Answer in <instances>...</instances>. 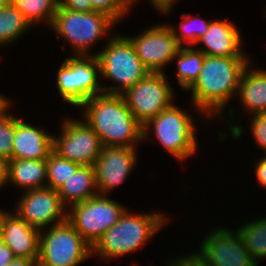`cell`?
Here are the masks:
<instances>
[{"label": "cell", "mask_w": 266, "mask_h": 266, "mask_svg": "<svg viewBox=\"0 0 266 266\" xmlns=\"http://www.w3.org/2000/svg\"><path fill=\"white\" fill-rule=\"evenodd\" d=\"M192 115L174 102L143 125V142L150 140L151 133H154V137L171 157L180 162L185 161L198 152V128Z\"/></svg>", "instance_id": "obj_5"}, {"label": "cell", "mask_w": 266, "mask_h": 266, "mask_svg": "<svg viewBox=\"0 0 266 266\" xmlns=\"http://www.w3.org/2000/svg\"><path fill=\"white\" fill-rule=\"evenodd\" d=\"M7 212H8V210L1 209V207H0V240H1L2 223H3V219L5 217V214Z\"/></svg>", "instance_id": "obj_38"}, {"label": "cell", "mask_w": 266, "mask_h": 266, "mask_svg": "<svg viewBox=\"0 0 266 266\" xmlns=\"http://www.w3.org/2000/svg\"><path fill=\"white\" fill-rule=\"evenodd\" d=\"M11 3L23 14L34 28L35 25L51 26L56 14L59 0H11Z\"/></svg>", "instance_id": "obj_26"}, {"label": "cell", "mask_w": 266, "mask_h": 266, "mask_svg": "<svg viewBox=\"0 0 266 266\" xmlns=\"http://www.w3.org/2000/svg\"><path fill=\"white\" fill-rule=\"evenodd\" d=\"M251 62L249 57H222L205 55L203 66L195 83L187 90L190 92L193 108L202 120L208 122L211 119L220 120L225 116L228 133H219L217 139L220 142L231 137L233 140L241 138L245 132L243 126L234 122L236 109H231L230 100L235 98L238 91L239 81L246 66ZM229 112L225 111V109ZM225 113H224V111ZM224 113V114H223ZM228 115H227V114ZM226 114V115H225ZM222 116V117H221ZM228 119H227V117ZM234 118V119H232ZM207 119V121H206ZM233 124V125H232Z\"/></svg>", "instance_id": "obj_1"}, {"label": "cell", "mask_w": 266, "mask_h": 266, "mask_svg": "<svg viewBox=\"0 0 266 266\" xmlns=\"http://www.w3.org/2000/svg\"><path fill=\"white\" fill-rule=\"evenodd\" d=\"M91 257L92 247L68 221L40 231L42 266H78Z\"/></svg>", "instance_id": "obj_8"}, {"label": "cell", "mask_w": 266, "mask_h": 266, "mask_svg": "<svg viewBox=\"0 0 266 266\" xmlns=\"http://www.w3.org/2000/svg\"><path fill=\"white\" fill-rule=\"evenodd\" d=\"M1 240L13 251L16 258L38 261L40 230L31 227L12 210L3 219Z\"/></svg>", "instance_id": "obj_18"}, {"label": "cell", "mask_w": 266, "mask_h": 266, "mask_svg": "<svg viewBox=\"0 0 266 266\" xmlns=\"http://www.w3.org/2000/svg\"><path fill=\"white\" fill-rule=\"evenodd\" d=\"M56 89L64 102L79 108L91 97L104 93L96 55H71L62 61Z\"/></svg>", "instance_id": "obj_7"}, {"label": "cell", "mask_w": 266, "mask_h": 266, "mask_svg": "<svg viewBox=\"0 0 266 266\" xmlns=\"http://www.w3.org/2000/svg\"><path fill=\"white\" fill-rule=\"evenodd\" d=\"M8 183L27 191L47 187L46 160L12 159L7 162Z\"/></svg>", "instance_id": "obj_20"}, {"label": "cell", "mask_w": 266, "mask_h": 266, "mask_svg": "<svg viewBox=\"0 0 266 266\" xmlns=\"http://www.w3.org/2000/svg\"><path fill=\"white\" fill-rule=\"evenodd\" d=\"M254 167V174L256 176V180L258 184L261 185L264 189H266V155L259 157L256 161Z\"/></svg>", "instance_id": "obj_34"}, {"label": "cell", "mask_w": 266, "mask_h": 266, "mask_svg": "<svg viewBox=\"0 0 266 266\" xmlns=\"http://www.w3.org/2000/svg\"><path fill=\"white\" fill-rule=\"evenodd\" d=\"M60 135L53 136V150L79 165L93 166L103 148L98 134L83 119L65 118Z\"/></svg>", "instance_id": "obj_11"}, {"label": "cell", "mask_w": 266, "mask_h": 266, "mask_svg": "<svg viewBox=\"0 0 266 266\" xmlns=\"http://www.w3.org/2000/svg\"><path fill=\"white\" fill-rule=\"evenodd\" d=\"M252 65L251 60L244 69L236 95L248 116L266 112V70Z\"/></svg>", "instance_id": "obj_19"}, {"label": "cell", "mask_w": 266, "mask_h": 266, "mask_svg": "<svg viewBox=\"0 0 266 266\" xmlns=\"http://www.w3.org/2000/svg\"><path fill=\"white\" fill-rule=\"evenodd\" d=\"M195 15L181 13V22L177 24V28L168 23L181 47L195 46L196 42L207 33L212 20L201 19V17H198L200 16L198 13Z\"/></svg>", "instance_id": "obj_25"}, {"label": "cell", "mask_w": 266, "mask_h": 266, "mask_svg": "<svg viewBox=\"0 0 266 266\" xmlns=\"http://www.w3.org/2000/svg\"><path fill=\"white\" fill-rule=\"evenodd\" d=\"M5 185L8 186V166L7 162L0 160V189Z\"/></svg>", "instance_id": "obj_36"}, {"label": "cell", "mask_w": 266, "mask_h": 266, "mask_svg": "<svg viewBox=\"0 0 266 266\" xmlns=\"http://www.w3.org/2000/svg\"><path fill=\"white\" fill-rule=\"evenodd\" d=\"M60 4L71 11L90 12L93 11L91 0H59Z\"/></svg>", "instance_id": "obj_32"}, {"label": "cell", "mask_w": 266, "mask_h": 266, "mask_svg": "<svg viewBox=\"0 0 266 266\" xmlns=\"http://www.w3.org/2000/svg\"><path fill=\"white\" fill-rule=\"evenodd\" d=\"M116 25L112 18L101 12L71 11L59 3L50 28L69 42L74 55H93L90 50L99 40L113 37Z\"/></svg>", "instance_id": "obj_6"}, {"label": "cell", "mask_w": 266, "mask_h": 266, "mask_svg": "<svg viewBox=\"0 0 266 266\" xmlns=\"http://www.w3.org/2000/svg\"><path fill=\"white\" fill-rule=\"evenodd\" d=\"M31 27L23 14L12 3L0 8V48L15 43L30 31Z\"/></svg>", "instance_id": "obj_24"}, {"label": "cell", "mask_w": 266, "mask_h": 266, "mask_svg": "<svg viewBox=\"0 0 266 266\" xmlns=\"http://www.w3.org/2000/svg\"><path fill=\"white\" fill-rule=\"evenodd\" d=\"M47 187L58 190L80 166L66 158L61 157L54 150L46 159Z\"/></svg>", "instance_id": "obj_27"}, {"label": "cell", "mask_w": 266, "mask_h": 266, "mask_svg": "<svg viewBox=\"0 0 266 266\" xmlns=\"http://www.w3.org/2000/svg\"><path fill=\"white\" fill-rule=\"evenodd\" d=\"M9 100L0 108V160L8 162L12 160L13 140L15 136V116L9 114L11 108Z\"/></svg>", "instance_id": "obj_28"}, {"label": "cell", "mask_w": 266, "mask_h": 266, "mask_svg": "<svg viewBox=\"0 0 266 266\" xmlns=\"http://www.w3.org/2000/svg\"><path fill=\"white\" fill-rule=\"evenodd\" d=\"M18 199L13 211L31 227L41 231L67 221L68 208L52 188L27 190Z\"/></svg>", "instance_id": "obj_13"}, {"label": "cell", "mask_w": 266, "mask_h": 266, "mask_svg": "<svg viewBox=\"0 0 266 266\" xmlns=\"http://www.w3.org/2000/svg\"><path fill=\"white\" fill-rule=\"evenodd\" d=\"M125 36L150 73H165L166 66L172 64L181 48L167 23L149 26L137 36Z\"/></svg>", "instance_id": "obj_12"}, {"label": "cell", "mask_w": 266, "mask_h": 266, "mask_svg": "<svg viewBox=\"0 0 266 266\" xmlns=\"http://www.w3.org/2000/svg\"><path fill=\"white\" fill-rule=\"evenodd\" d=\"M249 118L252 139H254L256 147L263 150L262 153L264 152L266 155V112L252 114Z\"/></svg>", "instance_id": "obj_30"}, {"label": "cell", "mask_w": 266, "mask_h": 266, "mask_svg": "<svg viewBox=\"0 0 266 266\" xmlns=\"http://www.w3.org/2000/svg\"><path fill=\"white\" fill-rule=\"evenodd\" d=\"M79 108L82 119L98 134L102 146L136 148L143 143V126L133 116L123 95L102 93Z\"/></svg>", "instance_id": "obj_2"}, {"label": "cell", "mask_w": 266, "mask_h": 266, "mask_svg": "<svg viewBox=\"0 0 266 266\" xmlns=\"http://www.w3.org/2000/svg\"><path fill=\"white\" fill-rule=\"evenodd\" d=\"M54 134L15 116L12 159L46 160L53 151Z\"/></svg>", "instance_id": "obj_17"}, {"label": "cell", "mask_w": 266, "mask_h": 266, "mask_svg": "<svg viewBox=\"0 0 266 266\" xmlns=\"http://www.w3.org/2000/svg\"><path fill=\"white\" fill-rule=\"evenodd\" d=\"M32 266H42L38 261H36Z\"/></svg>", "instance_id": "obj_42"}, {"label": "cell", "mask_w": 266, "mask_h": 266, "mask_svg": "<svg viewBox=\"0 0 266 266\" xmlns=\"http://www.w3.org/2000/svg\"><path fill=\"white\" fill-rule=\"evenodd\" d=\"M36 260L26 259V258H15L6 266H32Z\"/></svg>", "instance_id": "obj_37"}, {"label": "cell", "mask_w": 266, "mask_h": 266, "mask_svg": "<svg viewBox=\"0 0 266 266\" xmlns=\"http://www.w3.org/2000/svg\"><path fill=\"white\" fill-rule=\"evenodd\" d=\"M129 9L136 5L135 4V0H121Z\"/></svg>", "instance_id": "obj_40"}, {"label": "cell", "mask_w": 266, "mask_h": 266, "mask_svg": "<svg viewBox=\"0 0 266 266\" xmlns=\"http://www.w3.org/2000/svg\"><path fill=\"white\" fill-rule=\"evenodd\" d=\"M139 1L140 0H135V4ZM176 2L177 0H148V3H150L159 14H164V16L174 11L173 8Z\"/></svg>", "instance_id": "obj_33"}, {"label": "cell", "mask_w": 266, "mask_h": 266, "mask_svg": "<svg viewBox=\"0 0 266 266\" xmlns=\"http://www.w3.org/2000/svg\"><path fill=\"white\" fill-rule=\"evenodd\" d=\"M57 192L67 208L97 196L94 167L80 165Z\"/></svg>", "instance_id": "obj_21"}, {"label": "cell", "mask_w": 266, "mask_h": 266, "mask_svg": "<svg viewBox=\"0 0 266 266\" xmlns=\"http://www.w3.org/2000/svg\"><path fill=\"white\" fill-rule=\"evenodd\" d=\"M183 256L177 255L175 258L168 259L167 266H209L204 262L195 252H189L182 254Z\"/></svg>", "instance_id": "obj_31"}, {"label": "cell", "mask_w": 266, "mask_h": 266, "mask_svg": "<svg viewBox=\"0 0 266 266\" xmlns=\"http://www.w3.org/2000/svg\"><path fill=\"white\" fill-rule=\"evenodd\" d=\"M199 244L195 253L209 266H258L235 229L217 226Z\"/></svg>", "instance_id": "obj_14"}, {"label": "cell", "mask_w": 266, "mask_h": 266, "mask_svg": "<svg viewBox=\"0 0 266 266\" xmlns=\"http://www.w3.org/2000/svg\"><path fill=\"white\" fill-rule=\"evenodd\" d=\"M15 258L16 256L13 251L2 240H0V266L8 265Z\"/></svg>", "instance_id": "obj_35"}, {"label": "cell", "mask_w": 266, "mask_h": 266, "mask_svg": "<svg viewBox=\"0 0 266 266\" xmlns=\"http://www.w3.org/2000/svg\"><path fill=\"white\" fill-rule=\"evenodd\" d=\"M105 44L102 50L94 52L100 64V78L117 85H101L104 93L122 95L150 72L125 35L114 33Z\"/></svg>", "instance_id": "obj_4"}, {"label": "cell", "mask_w": 266, "mask_h": 266, "mask_svg": "<svg viewBox=\"0 0 266 266\" xmlns=\"http://www.w3.org/2000/svg\"><path fill=\"white\" fill-rule=\"evenodd\" d=\"M244 225H239L235 231L241 238L245 248L248 250L250 256L258 264L261 258L266 259V216L256 218Z\"/></svg>", "instance_id": "obj_23"}, {"label": "cell", "mask_w": 266, "mask_h": 266, "mask_svg": "<svg viewBox=\"0 0 266 266\" xmlns=\"http://www.w3.org/2000/svg\"><path fill=\"white\" fill-rule=\"evenodd\" d=\"M127 210L126 206L98 194L68 208L67 221L93 247L102 235L116 224Z\"/></svg>", "instance_id": "obj_9"}, {"label": "cell", "mask_w": 266, "mask_h": 266, "mask_svg": "<svg viewBox=\"0 0 266 266\" xmlns=\"http://www.w3.org/2000/svg\"><path fill=\"white\" fill-rule=\"evenodd\" d=\"M159 211L133 213L127 209L92 247V256L103 261L113 260L140 249L151 240L165 225L169 217Z\"/></svg>", "instance_id": "obj_3"}, {"label": "cell", "mask_w": 266, "mask_h": 266, "mask_svg": "<svg viewBox=\"0 0 266 266\" xmlns=\"http://www.w3.org/2000/svg\"><path fill=\"white\" fill-rule=\"evenodd\" d=\"M11 4V0H0V8Z\"/></svg>", "instance_id": "obj_41"}, {"label": "cell", "mask_w": 266, "mask_h": 266, "mask_svg": "<svg viewBox=\"0 0 266 266\" xmlns=\"http://www.w3.org/2000/svg\"><path fill=\"white\" fill-rule=\"evenodd\" d=\"M205 54L194 46L181 47L172 63H176L178 85L187 91L197 80ZM175 61V62H174Z\"/></svg>", "instance_id": "obj_22"}, {"label": "cell", "mask_w": 266, "mask_h": 266, "mask_svg": "<svg viewBox=\"0 0 266 266\" xmlns=\"http://www.w3.org/2000/svg\"><path fill=\"white\" fill-rule=\"evenodd\" d=\"M93 11L108 15L116 23L128 15L130 9L121 0H91Z\"/></svg>", "instance_id": "obj_29"}, {"label": "cell", "mask_w": 266, "mask_h": 266, "mask_svg": "<svg viewBox=\"0 0 266 266\" xmlns=\"http://www.w3.org/2000/svg\"><path fill=\"white\" fill-rule=\"evenodd\" d=\"M122 95L142 126L171 106L176 96L165 73H149Z\"/></svg>", "instance_id": "obj_10"}, {"label": "cell", "mask_w": 266, "mask_h": 266, "mask_svg": "<svg viewBox=\"0 0 266 266\" xmlns=\"http://www.w3.org/2000/svg\"><path fill=\"white\" fill-rule=\"evenodd\" d=\"M239 28L229 20L213 19L207 33L194 46L208 56L249 57L242 47ZM203 44L199 47L197 44ZM243 49V50H242Z\"/></svg>", "instance_id": "obj_16"}, {"label": "cell", "mask_w": 266, "mask_h": 266, "mask_svg": "<svg viewBox=\"0 0 266 266\" xmlns=\"http://www.w3.org/2000/svg\"><path fill=\"white\" fill-rule=\"evenodd\" d=\"M9 100L11 99L0 93V108H2Z\"/></svg>", "instance_id": "obj_39"}, {"label": "cell", "mask_w": 266, "mask_h": 266, "mask_svg": "<svg viewBox=\"0 0 266 266\" xmlns=\"http://www.w3.org/2000/svg\"><path fill=\"white\" fill-rule=\"evenodd\" d=\"M137 148L122 146H103L99 157L94 163L95 182L98 194L109 195L116 190L136 166Z\"/></svg>", "instance_id": "obj_15"}]
</instances>
